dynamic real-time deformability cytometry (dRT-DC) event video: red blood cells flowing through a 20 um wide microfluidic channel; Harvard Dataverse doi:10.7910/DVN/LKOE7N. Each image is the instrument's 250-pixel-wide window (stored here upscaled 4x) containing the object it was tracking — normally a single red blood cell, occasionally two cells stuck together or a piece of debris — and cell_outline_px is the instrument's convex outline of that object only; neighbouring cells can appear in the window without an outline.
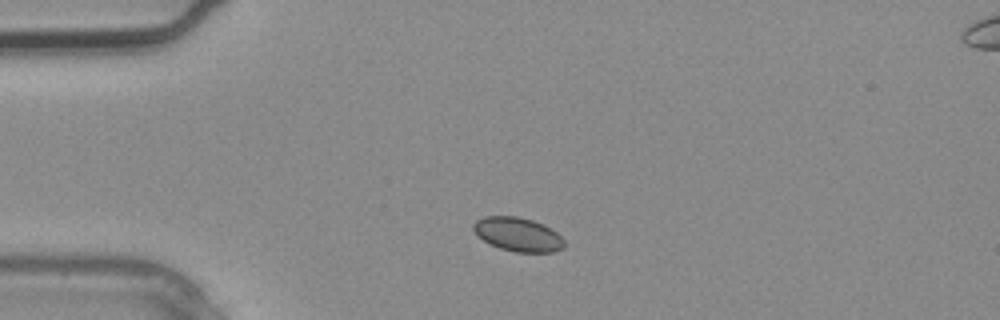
{"species": "common noctule bat (a hibernating species)", "species_latin": "Nyctalus noctula", "temperature_condition": "warm", "stored_images_in_passage": 2, "camera_frame_rate_fps": 3000, "um_per_image_px": 0.085, "animal": {"sex": "male", "body_mass_g": 20.4}, "frame": {"image": 1, "passage_image": 1, "time_ms": 0.0, "image_size_px": [1000, 320], "cell_outline_px": [[564, 248], [552, 252], [516, 252], [500, 248], [484, 240], [472, 228], [472, 224], [476, 220], [484, 216], [516, 216], [532, 220], [544, 224], [556, 232], [564, 240]], "centroid_in_image_um": [44.03, 19.91], "position_along_channel_um": 41.0, "area_um2": 17.8}}